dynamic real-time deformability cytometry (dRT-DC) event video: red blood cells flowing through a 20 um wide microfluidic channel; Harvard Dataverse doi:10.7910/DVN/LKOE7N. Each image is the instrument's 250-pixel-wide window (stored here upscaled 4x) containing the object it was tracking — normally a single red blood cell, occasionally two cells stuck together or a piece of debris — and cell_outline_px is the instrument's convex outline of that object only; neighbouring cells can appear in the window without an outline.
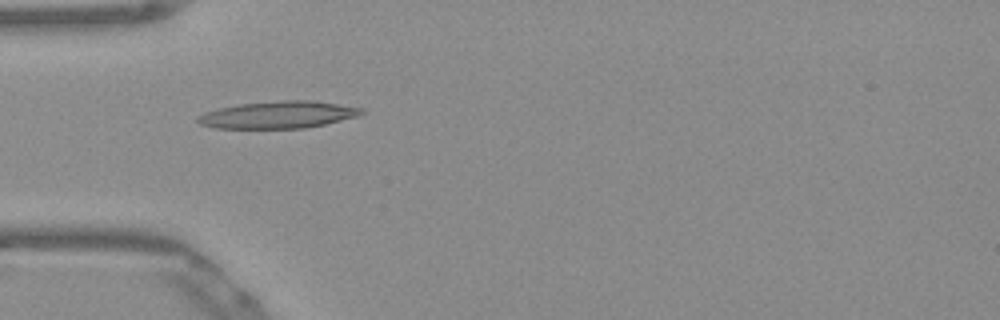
{"species": "Egyptian fruit bat (a non-hibernating species)", "species_latin": "Rousettus aegyptiacus", "temperature_condition": "warm", "stored_images_in_passage": 24, "camera_frame_rate_fps": 3000, "um_per_image_px": 0.085, "frame": {"image": 1, "passage_image": 2, "time_ms": 0.333, "image_size_px": [1000, 320], "cell_outline_px": [[368, 112], [360, 116], [324, 124], [304, 128], [216, 128], [200, 124], [196, 120], [196, 116], [204, 112], [220, 108], [240, 104], [280, 100], [308, 100], [364, 108]], "centroid_in_image_um": [23.67, 9.75], "position_along_channel_um": 61.3, "area_um2": 25.89}}
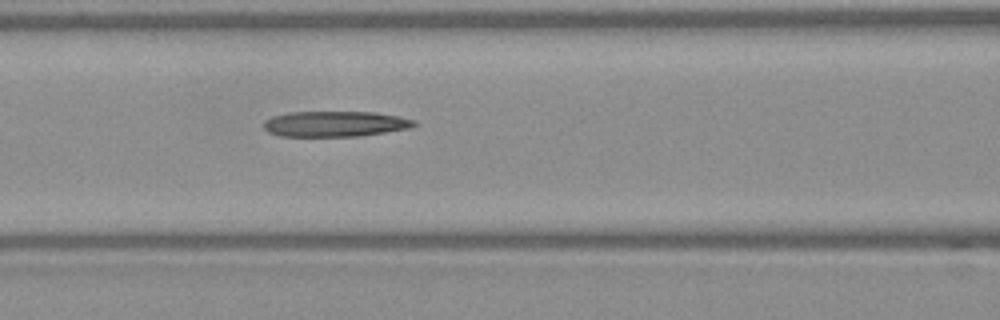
{"frame": {"image": 2, "passage_image": 8, "time_ms": 2.333, "image_size_px": [1000, 320], "cell_outline_px": [[420, 124], [412, 128], [360, 136], [280, 136], [268, 132], [264, 128], [264, 120], [272, 116], [288, 112], [372, 112], [396, 116], [416, 120]], "centroid_in_image_um": [28.5, 10.53], "position_along_channel_um": 138.1, "area_um2": 22.54}}
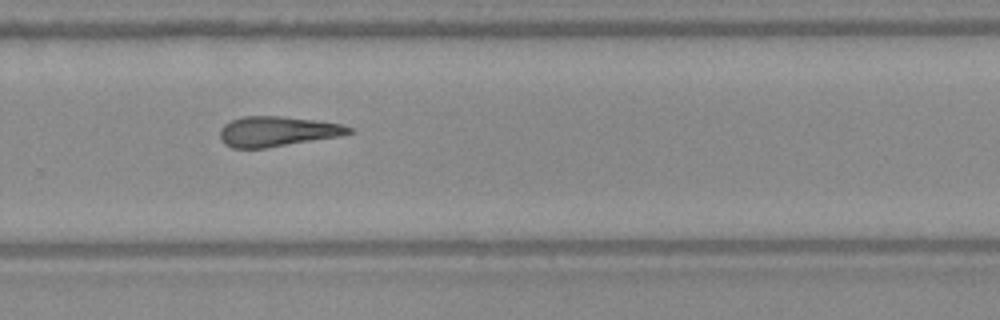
{"frame": {"image": 3, "passage_image": 21, "time_ms": 6.667, "image_size_px": [1000, 320], "cell_outline_px": [[356, 132], [340, 136], [264, 148], [232, 148], [224, 144], [220, 136], [220, 128], [224, 124], [232, 120], [244, 116], [284, 116], [316, 120], [340, 124], [352, 128]], "centroid_in_image_um": [23.57, 11.16], "position_along_channel_um": 306.2, "area_um2": 22.6}}